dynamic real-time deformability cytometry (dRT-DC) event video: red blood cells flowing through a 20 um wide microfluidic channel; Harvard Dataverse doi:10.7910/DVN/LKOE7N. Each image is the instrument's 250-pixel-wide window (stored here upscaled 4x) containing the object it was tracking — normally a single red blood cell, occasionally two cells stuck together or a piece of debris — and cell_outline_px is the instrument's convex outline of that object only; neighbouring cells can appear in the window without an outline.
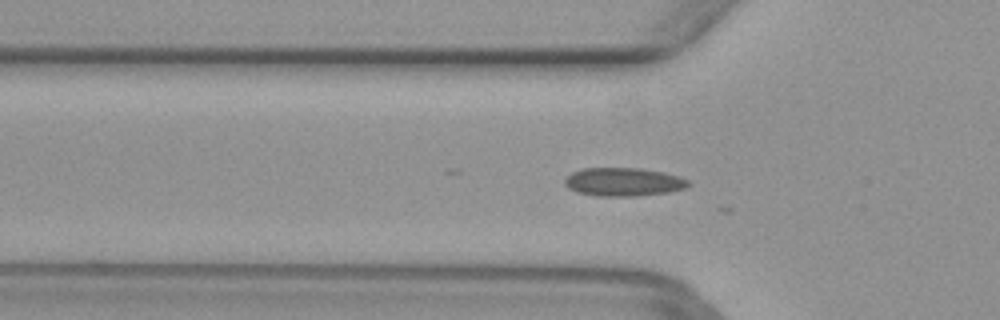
{"species": "common noctule bat (a hibernating species)", "species_latin": "Nyctalus noctula", "temperature_condition": "warm", "stored_images_in_passage": 14, "camera_frame_rate_fps": 3000, "um_per_image_px": 0.085, "animal": {"sex": "female", "body_mass_g": 29.2, "forearm_length_mm": 56.3}, "frame": {"image": 1, "passage_image": 6, "time_ms": 1.667, "image_size_px": [1000, 320], "cell_outline_px": [[692, 184], [688, 188], [668, 192], [636, 196], [596, 196], [576, 192], [568, 188], [564, 184], [564, 180], [572, 172], [580, 168], [640, 168], [664, 172], [680, 176], [688, 180]], "centroid_in_image_um": [53.01, 15.46], "position_along_channel_um": 72.8, "area_um2": 20.75}}
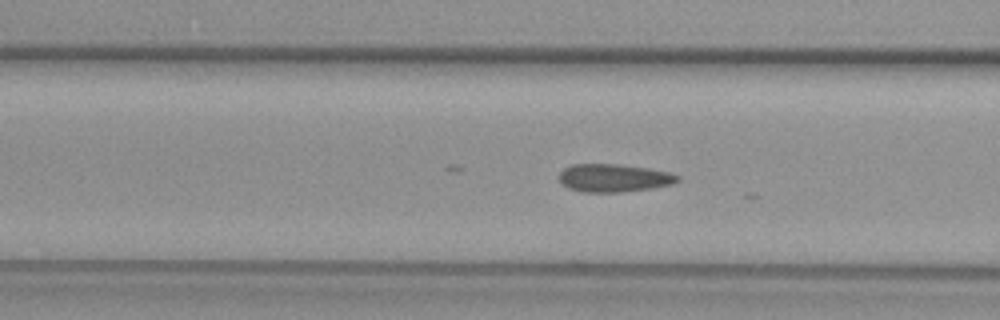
{"frame": {"image": 2, "passage_image": 9, "time_ms": 2.667, "image_size_px": [1000, 320], "cell_outline_px": [[680, 180], [672, 184], [652, 188], [620, 192], [584, 192], [568, 188], [560, 180], [560, 172], [564, 168], [572, 164], [616, 164], [648, 168], [672, 172], [680, 176]], "centroid_in_image_um": [52.22, 15.12], "position_along_channel_um": 114.4, "area_um2": 19.31}}